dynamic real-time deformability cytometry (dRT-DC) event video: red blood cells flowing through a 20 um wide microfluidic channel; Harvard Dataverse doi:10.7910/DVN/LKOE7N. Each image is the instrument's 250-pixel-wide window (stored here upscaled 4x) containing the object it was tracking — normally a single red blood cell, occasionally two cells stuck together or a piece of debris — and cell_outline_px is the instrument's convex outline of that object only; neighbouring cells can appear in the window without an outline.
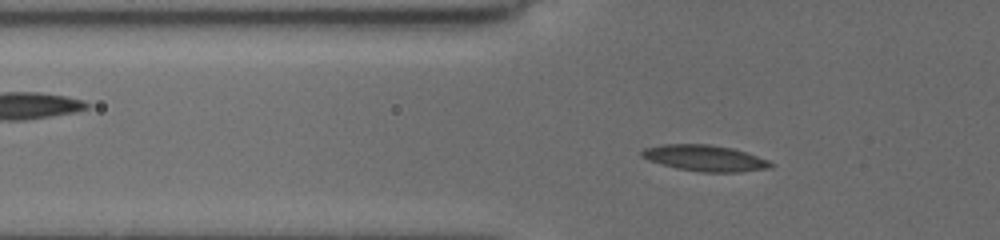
{"species": "common noctule bat (a hibernating species)", "species_latin": "Nyctalus noctula", "temperature_condition": "cold", "stored_images_in_passage": 33, "camera_frame_rate_fps": 3000, "um_per_image_px": 0.085, "animal": {"sex": "female", "body_mass_g": 19.5, "forearm_length_mm": 54.1}, "frame": {"image": 1, "passage_image": 16, "time_ms": 3.667, "image_size_px": [1000, 240], "cell_outline_px": [[776, 164], [772, 168], [740, 172], [700, 172], [676, 168], [660, 164], [648, 160], [640, 156], [640, 152], [644, 148], [664, 144], [708, 144], [732, 148], [748, 152], [768, 160]], "centroid_in_image_um": [59.94, 13.44], "position_along_channel_um": 65.9, "area_um2": 19.88}}
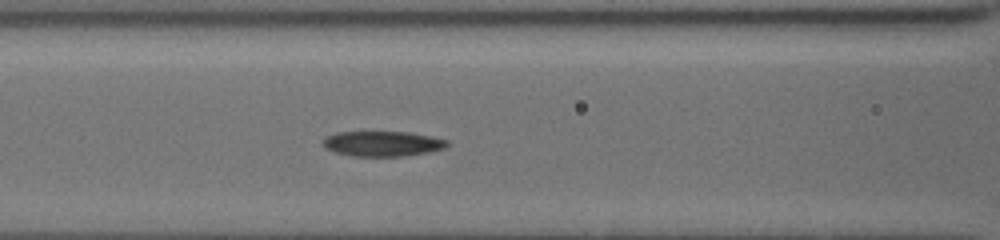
{"frame": {"image": 2, "passage_image": 26, "time_ms": 5.667, "image_size_px": [1000, 240], "cell_outline_px": [[448, 144], [444, 148], [428, 152], [404, 156], [352, 156], [336, 152], [324, 148], [324, 136], [336, 132], [408, 132], [432, 136], [448, 140]], "centroid_in_image_um": [32.5, 12.21], "position_along_channel_um": 134.1, "area_um2": 18.21}}
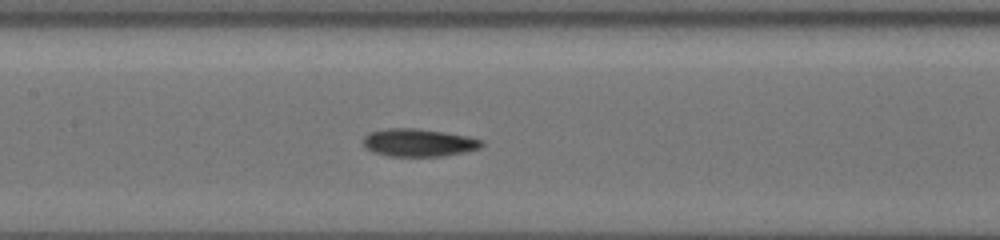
{"frame": {"image": 3, "passage_image": 30, "time_ms": 6.667, "image_size_px": [1000, 240], "cell_outline_px": [[484, 144], [480, 148], [464, 152], [444, 156], [388, 156], [372, 152], [360, 140], [368, 132], [388, 128], [416, 128], [444, 132], [468, 136], [484, 140]], "centroid_in_image_um": [35.58, 12.12], "position_along_channel_um": 171.8, "area_um2": 19.36}}